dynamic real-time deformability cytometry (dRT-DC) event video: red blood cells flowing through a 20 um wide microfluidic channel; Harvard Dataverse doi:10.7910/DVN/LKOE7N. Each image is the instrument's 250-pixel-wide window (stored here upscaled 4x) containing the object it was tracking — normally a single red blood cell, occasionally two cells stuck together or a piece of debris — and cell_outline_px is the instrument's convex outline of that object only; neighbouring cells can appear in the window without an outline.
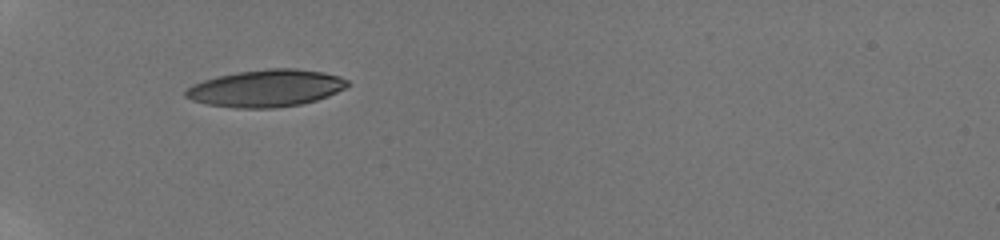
{"species": "human", "species_latin": "Homo sapiens", "temperature_condition": "room temperature", "stored_images_in_passage": 2, "camera_frame_rate_fps": 3000, "um_per_image_px": 0.085, "donor": {"sex": "male"}, "frame": {"image": 1, "passage_image": 1, "time_ms": 0.0, "image_size_px": [1000, 240], "cell_outline_px": [[352, 84], [328, 96], [316, 100], [300, 104], [276, 108], [236, 108], [208, 104], [192, 100], [184, 96], [184, 92], [192, 84], [216, 76], [236, 72], [268, 68], [296, 68], [324, 72], [340, 76], [348, 80]], "centroid_in_image_um": [22.63, 7.49], "position_along_channel_um": 62.4, "area_um2": 35.2}}